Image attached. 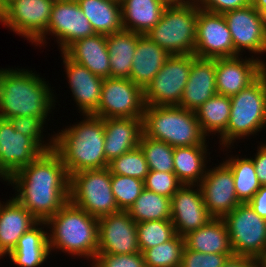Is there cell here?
Returning a JSON list of instances; mask_svg holds the SVG:
<instances>
[{"mask_svg":"<svg viewBox=\"0 0 266 267\" xmlns=\"http://www.w3.org/2000/svg\"><path fill=\"white\" fill-rule=\"evenodd\" d=\"M7 181L16 191L14 198L38 221H47L69 201L70 176L54 149L44 151Z\"/></svg>","mask_w":266,"mask_h":267,"instance_id":"6da1fadb","label":"cell"},{"mask_svg":"<svg viewBox=\"0 0 266 267\" xmlns=\"http://www.w3.org/2000/svg\"><path fill=\"white\" fill-rule=\"evenodd\" d=\"M35 73L22 68L0 69V118L50 116L57 97L49 82Z\"/></svg>","mask_w":266,"mask_h":267,"instance_id":"7a4b0ae2","label":"cell"},{"mask_svg":"<svg viewBox=\"0 0 266 267\" xmlns=\"http://www.w3.org/2000/svg\"><path fill=\"white\" fill-rule=\"evenodd\" d=\"M83 117L80 122L54 134L53 149L60 155L69 176L109 165L104 153V119L93 115Z\"/></svg>","mask_w":266,"mask_h":267,"instance_id":"3957f363","label":"cell"},{"mask_svg":"<svg viewBox=\"0 0 266 267\" xmlns=\"http://www.w3.org/2000/svg\"><path fill=\"white\" fill-rule=\"evenodd\" d=\"M50 252L58 250L94 261L98 250V218L68 201L47 221Z\"/></svg>","mask_w":266,"mask_h":267,"instance_id":"277c9868","label":"cell"},{"mask_svg":"<svg viewBox=\"0 0 266 267\" xmlns=\"http://www.w3.org/2000/svg\"><path fill=\"white\" fill-rule=\"evenodd\" d=\"M143 134L172 147L208 144L195 112L180 106L145 105Z\"/></svg>","mask_w":266,"mask_h":267,"instance_id":"5b68a950","label":"cell"},{"mask_svg":"<svg viewBox=\"0 0 266 267\" xmlns=\"http://www.w3.org/2000/svg\"><path fill=\"white\" fill-rule=\"evenodd\" d=\"M231 109L226 130L219 136L220 148L256 135L266 127V70L248 87L230 97Z\"/></svg>","mask_w":266,"mask_h":267,"instance_id":"8992f818","label":"cell"},{"mask_svg":"<svg viewBox=\"0 0 266 267\" xmlns=\"http://www.w3.org/2000/svg\"><path fill=\"white\" fill-rule=\"evenodd\" d=\"M197 17L196 2L166 6L160 21L145 36L170 55L194 54Z\"/></svg>","mask_w":266,"mask_h":267,"instance_id":"52a82bcc","label":"cell"},{"mask_svg":"<svg viewBox=\"0 0 266 267\" xmlns=\"http://www.w3.org/2000/svg\"><path fill=\"white\" fill-rule=\"evenodd\" d=\"M111 176L108 167L71 174L69 201L96 218L119 212L111 189Z\"/></svg>","mask_w":266,"mask_h":267,"instance_id":"ba28073f","label":"cell"},{"mask_svg":"<svg viewBox=\"0 0 266 267\" xmlns=\"http://www.w3.org/2000/svg\"><path fill=\"white\" fill-rule=\"evenodd\" d=\"M195 57V54L170 55L143 90L145 105L179 106Z\"/></svg>","mask_w":266,"mask_h":267,"instance_id":"9c48e42d","label":"cell"},{"mask_svg":"<svg viewBox=\"0 0 266 267\" xmlns=\"http://www.w3.org/2000/svg\"><path fill=\"white\" fill-rule=\"evenodd\" d=\"M223 219L234 255L256 259L266 251V220L248 203H240Z\"/></svg>","mask_w":266,"mask_h":267,"instance_id":"30bf717a","label":"cell"},{"mask_svg":"<svg viewBox=\"0 0 266 267\" xmlns=\"http://www.w3.org/2000/svg\"><path fill=\"white\" fill-rule=\"evenodd\" d=\"M144 92L129 78H104L98 108L99 118H143Z\"/></svg>","mask_w":266,"mask_h":267,"instance_id":"8fae6325","label":"cell"},{"mask_svg":"<svg viewBox=\"0 0 266 267\" xmlns=\"http://www.w3.org/2000/svg\"><path fill=\"white\" fill-rule=\"evenodd\" d=\"M55 0H13L3 11L0 24L36 44L44 35Z\"/></svg>","mask_w":266,"mask_h":267,"instance_id":"7c38bea8","label":"cell"},{"mask_svg":"<svg viewBox=\"0 0 266 267\" xmlns=\"http://www.w3.org/2000/svg\"><path fill=\"white\" fill-rule=\"evenodd\" d=\"M224 19L231 33L234 46V57L241 56L248 50L254 57L266 65L261 58L266 53V24L264 15L252 4L246 7L227 11ZM258 56V57H257Z\"/></svg>","mask_w":266,"mask_h":267,"instance_id":"4fadbf2b","label":"cell"},{"mask_svg":"<svg viewBox=\"0 0 266 267\" xmlns=\"http://www.w3.org/2000/svg\"><path fill=\"white\" fill-rule=\"evenodd\" d=\"M48 34V35H47ZM96 34L89 20L83 14L76 0H55L46 35L35 45L43 47L51 35L63 53L75 41Z\"/></svg>","mask_w":266,"mask_h":267,"instance_id":"5bb4252c","label":"cell"},{"mask_svg":"<svg viewBox=\"0 0 266 267\" xmlns=\"http://www.w3.org/2000/svg\"><path fill=\"white\" fill-rule=\"evenodd\" d=\"M44 150L31 138L14 130L11 122L0 118V180H7L29 165Z\"/></svg>","mask_w":266,"mask_h":267,"instance_id":"9a60e30c","label":"cell"},{"mask_svg":"<svg viewBox=\"0 0 266 267\" xmlns=\"http://www.w3.org/2000/svg\"><path fill=\"white\" fill-rule=\"evenodd\" d=\"M195 40L196 57L230 58L234 57V46L230 30L223 14L202 10L198 7Z\"/></svg>","mask_w":266,"mask_h":267,"instance_id":"2e32d148","label":"cell"},{"mask_svg":"<svg viewBox=\"0 0 266 267\" xmlns=\"http://www.w3.org/2000/svg\"><path fill=\"white\" fill-rule=\"evenodd\" d=\"M136 222L128 211L98 218L97 253L132 254L140 252Z\"/></svg>","mask_w":266,"mask_h":267,"instance_id":"e0dca14e","label":"cell"},{"mask_svg":"<svg viewBox=\"0 0 266 267\" xmlns=\"http://www.w3.org/2000/svg\"><path fill=\"white\" fill-rule=\"evenodd\" d=\"M205 207L213 218H224L239 204L231 169L221 161L213 168H207L199 184Z\"/></svg>","mask_w":266,"mask_h":267,"instance_id":"ac0fdd59","label":"cell"},{"mask_svg":"<svg viewBox=\"0 0 266 267\" xmlns=\"http://www.w3.org/2000/svg\"><path fill=\"white\" fill-rule=\"evenodd\" d=\"M170 203L171 222L175 233L181 237L199 229L213 219L205 207L199 185H183L170 198Z\"/></svg>","mask_w":266,"mask_h":267,"instance_id":"d6986e66","label":"cell"},{"mask_svg":"<svg viewBox=\"0 0 266 267\" xmlns=\"http://www.w3.org/2000/svg\"><path fill=\"white\" fill-rule=\"evenodd\" d=\"M251 57L216 58L217 94L233 96L252 84L265 70L266 65Z\"/></svg>","mask_w":266,"mask_h":267,"instance_id":"ffe728a7","label":"cell"},{"mask_svg":"<svg viewBox=\"0 0 266 267\" xmlns=\"http://www.w3.org/2000/svg\"><path fill=\"white\" fill-rule=\"evenodd\" d=\"M63 66L72 97L79 113L92 115L99 106L104 78L93 74L89 69L70 60L61 53Z\"/></svg>","mask_w":266,"mask_h":267,"instance_id":"44dd1931","label":"cell"},{"mask_svg":"<svg viewBox=\"0 0 266 267\" xmlns=\"http://www.w3.org/2000/svg\"><path fill=\"white\" fill-rule=\"evenodd\" d=\"M216 94V59L195 57L179 106L195 112Z\"/></svg>","mask_w":266,"mask_h":267,"instance_id":"7402d4cb","label":"cell"},{"mask_svg":"<svg viewBox=\"0 0 266 267\" xmlns=\"http://www.w3.org/2000/svg\"><path fill=\"white\" fill-rule=\"evenodd\" d=\"M104 126V153L108 162L139 146L143 118H106Z\"/></svg>","mask_w":266,"mask_h":267,"instance_id":"603a6c76","label":"cell"},{"mask_svg":"<svg viewBox=\"0 0 266 267\" xmlns=\"http://www.w3.org/2000/svg\"><path fill=\"white\" fill-rule=\"evenodd\" d=\"M0 201V259L16 247L20 237L38 220L14 197Z\"/></svg>","mask_w":266,"mask_h":267,"instance_id":"cb8c5ba5","label":"cell"},{"mask_svg":"<svg viewBox=\"0 0 266 267\" xmlns=\"http://www.w3.org/2000/svg\"><path fill=\"white\" fill-rule=\"evenodd\" d=\"M70 60L101 78L110 77V59L106 35L94 34L72 43L64 52Z\"/></svg>","mask_w":266,"mask_h":267,"instance_id":"d4e9b609","label":"cell"},{"mask_svg":"<svg viewBox=\"0 0 266 267\" xmlns=\"http://www.w3.org/2000/svg\"><path fill=\"white\" fill-rule=\"evenodd\" d=\"M42 226V227H41ZM46 221H38L19 239L16 247L7 255L19 267H39L51 254Z\"/></svg>","mask_w":266,"mask_h":267,"instance_id":"484cf974","label":"cell"},{"mask_svg":"<svg viewBox=\"0 0 266 267\" xmlns=\"http://www.w3.org/2000/svg\"><path fill=\"white\" fill-rule=\"evenodd\" d=\"M169 56L170 54L163 48L145 35H141L133 55L130 80L144 90L165 64Z\"/></svg>","mask_w":266,"mask_h":267,"instance_id":"4316f807","label":"cell"},{"mask_svg":"<svg viewBox=\"0 0 266 267\" xmlns=\"http://www.w3.org/2000/svg\"><path fill=\"white\" fill-rule=\"evenodd\" d=\"M185 247L201 253H233L227 224L213 218L206 225L184 236Z\"/></svg>","mask_w":266,"mask_h":267,"instance_id":"83f0119b","label":"cell"},{"mask_svg":"<svg viewBox=\"0 0 266 267\" xmlns=\"http://www.w3.org/2000/svg\"><path fill=\"white\" fill-rule=\"evenodd\" d=\"M165 8L159 0H121L123 30L145 35L160 21Z\"/></svg>","mask_w":266,"mask_h":267,"instance_id":"f1b7e54d","label":"cell"},{"mask_svg":"<svg viewBox=\"0 0 266 267\" xmlns=\"http://www.w3.org/2000/svg\"><path fill=\"white\" fill-rule=\"evenodd\" d=\"M208 145L174 147V173L183 185H199L206 175ZM206 162V163H205Z\"/></svg>","mask_w":266,"mask_h":267,"instance_id":"f546056e","label":"cell"},{"mask_svg":"<svg viewBox=\"0 0 266 267\" xmlns=\"http://www.w3.org/2000/svg\"><path fill=\"white\" fill-rule=\"evenodd\" d=\"M96 34L109 35L123 30L121 2L116 0H76Z\"/></svg>","mask_w":266,"mask_h":267,"instance_id":"4dcf8cb0","label":"cell"},{"mask_svg":"<svg viewBox=\"0 0 266 267\" xmlns=\"http://www.w3.org/2000/svg\"><path fill=\"white\" fill-rule=\"evenodd\" d=\"M141 35L126 30L106 35L110 59V77L130 79L133 55Z\"/></svg>","mask_w":266,"mask_h":267,"instance_id":"1f68e13d","label":"cell"},{"mask_svg":"<svg viewBox=\"0 0 266 267\" xmlns=\"http://www.w3.org/2000/svg\"><path fill=\"white\" fill-rule=\"evenodd\" d=\"M231 100L229 96L216 94L203 103L196 111L202 132L209 136H220L227 128L230 117Z\"/></svg>","mask_w":266,"mask_h":267,"instance_id":"d6a6232c","label":"cell"},{"mask_svg":"<svg viewBox=\"0 0 266 267\" xmlns=\"http://www.w3.org/2000/svg\"><path fill=\"white\" fill-rule=\"evenodd\" d=\"M229 156L223 162L233 173L235 192L240 203H248L260 189L261 184L257 179L254 163L250 158ZM246 157V158H245Z\"/></svg>","mask_w":266,"mask_h":267,"instance_id":"836d02e7","label":"cell"},{"mask_svg":"<svg viewBox=\"0 0 266 267\" xmlns=\"http://www.w3.org/2000/svg\"><path fill=\"white\" fill-rule=\"evenodd\" d=\"M128 213L136 223L171 220L170 198L144 188Z\"/></svg>","mask_w":266,"mask_h":267,"instance_id":"e575fe53","label":"cell"},{"mask_svg":"<svg viewBox=\"0 0 266 267\" xmlns=\"http://www.w3.org/2000/svg\"><path fill=\"white\" fill-rule=\"evenodd\" d=\"M184 237L175 234L169 241L143 252L146 267H181Z\"/></svg>","mask_w":266,"mask_h":267,"instance_id":"d590c367","label":"cell"},{"mask_svg":"<svg viewBox=\"0 0 266 267\" xmlns=\"http://www.w3.org/2000/svg\"><path fill=\"white\" fill-rule=\"evenodd\" d=\"M139 147L145 156L149 170L160 172H173L174 147L163 142L151 139L142 134Z\"/></svg>","mask_w":266,"mask_h":267,"instance_id":"8d00e7d4","label":"cell"},{"mask_svg":"<svg viewBox=\"0 0 266 267\" xmlns=\"http://www.w3.org/2000/svg\"><path fill=\"white\" fill-rule=\"evenodd\" d=\"M140 252L169 241L176 233L171 220H153L136 224Z\"/></svg>","mask_w":266,"mask_h":267,"instance_id":"74e56055","label":"cell"},{"mask_svg":"<svg viewBox=\"0 0 266 267\" xmlns=\"http://www.w3.org/2000/svg\"><path fill=\"white\" fill-rule=\"evenodd\" d=\"M108 168L111 174L129 176L142 181L149 173L148 164L139 146L114 158L109 162Z\"/></svg>","mask_w":266,"mask_h":267,"instance_id":"f35d334b","label":"cell"},{"mask_svg":"<svg viewBox=\"0 0 266 267\" xmlns=\"http://www.w3.org/2000/svg\"><path fill=\"white\" fill-rule=\"evenodd\" d=\"M144 188L140 179L118 174L111 176V189L119 210L128 211Z\"/></svg>","mask_w":266,"mask_h":267,"instance_id":"ab89813d","label":"cell"},{"mask_svg":"<svg viewBox=\"0 0 266 267\" xmlns=\"http://www.w3.org/2000/svg\"><path fill=\"white\" fill-rule=\"evenodd\" d=\"M47 118L48 117L18 116L8 120L11 122L14 130L31 137L44 151H48L54 148V135H51V139L49 138V140H46L48 142L43 139L44 136L42 134Z\"/></svg>","mask_w":266,"mask_h":267,"instance_id":"60d3db41","label":"cell"},{"mask_svg":"<svg viewBox=\"0 0 266 267\" xmlns=\"http://www.w3.org/2000/svg\"><path fill=\"white\" fill-rule=\"evenodd\" d=\"M143 182L146 189L168 198H171L183 186L174 172L149 170Z\"/></svg>","mask_w":266,"mask_h":267,"instance_id":"b9f144b4","label":"cell"},{"mask_svg":"<svg viewBox=\"0 0 266 267\" xmlns=\"http://www.w3.org/2000/svg\"><path fill=\"white\" fill-rule=\"evenodd\" d=\"M234 253H201L184 247L181 267H222Z\"/></svg>","mask_w":266,"mask_h":267,"instance_id":"7bdbcfd3","label":"cell"},{"mask_svg":"<svg viewBox=\"0 0 266 267\" xmlns=\"http://www.w3.org/2000/svg\"><path fill=\"white\" fill-rule=\"evenodd\" d=\"M91 267H146L143 253H97Z\"/></svg>","mask_w":266,"mask_h":267,"instance_id":"ee69618b","label":"cell"},{"mask_svg":"<svg viewBox=\"0 0 266 267\" xmlns=\"http://www.w3.org/2000/svg\"><path fill=\"white\" fill-rule=\"evenodd\" d=\"M196 4L202 10L224 14L227 11L248 6L251 0H198Z\"/></svg>","mask_w":266,"mask_h":267,"instance_id":"f6af8a7d","label":"cell"},{"mask_svg":"<svg viewBox=\"0 0 266 267\" xmlns=\"http://www.w3.org/2000/svg\"><path fill=\"white\" fill-rule=\"evenodd\" d=\"M252 161L261 186H266V143H261Z\"/></svg>","mask_w":266,"mask_h":267,"instance_id":"bcb514c9","label":"cell"},{"mask_svg":"<svg viewBox=\"0 0 266 267\" xmlns=\"http://www.w3.org/2000/svg\"><path fill=\"white\" fill-rule=\"evenodd\" d=\"M248 204L254 209L255 213L266 220V186H261Z\"/></svg>","mask_w":266,"mask_h":267,"instance_id":"7dc6e473","label":"cell"},{"mask_svg":"<svg viewBox=\"0 0 266 267\" xmlns=\"http://www.w3.org/2000/svg\"><path fill=\"white\" fill-rule=\"evenodd\" d=\"M222 267H255V258L233 255L228 257Z\"/></svg>","mask_w":266,"mask_h":267,"instance_id":"c3c4849f","label":"cell"},{"mask_svg":"<svg viewBox=\"0 0 266 267\" xmlns=\"http://www.w3.org/2000/svg\"><path fill=\"white\" fill-rule=\"evenodd\" d=\"M251 4L261 14L266 12V0H251Z\"/></svg>","mask_w":266,"mask_h":267,"instance_id":"681fc988","label":"cell"},{"mask_svg":"<svg viewBox=\"0 0 266 267\" xmlns=\"http://www.w3.org/2000/svg\"><path fill=\"white\" fill-rule=\"evenodd\" d=\"M165 6H178L187 3V0H159Z\"/></svg>","mask_w":266,"mask_h":267,"instance_id":"f907efd6","label":"cell"},{"mask_svg":"<svg viewBox=\"0 0 266 267\" xmlns=\"http://www.w3.org/2000/svg\"><path fill=\"white\" fill-rule=\"evenodd\" d=\"M255 267H266V251L255 259Z\"/></svg>","mask_w":266,"mask_h":267,"instance_id":"816d5d0a","label":"cell"},{"mask_svg":"<svg viewBox=\"0 0 266 267\" xmlns=\"http://www.w3.org/2000/svg\"><path fill=\"white\" fill-rule=\"evenodd\" d=\"M13 0H0L1 8L4 10V8L11 3Z\"/></svg>","mask_w":266,"mask_h":267,"instance_id":"f5cc1de1","label":"cell"},{"mask_svg":"<svg viewBox=\"0 0 266 267\" xmlns=\"http://www.w3.org/2000/svg\"><path fill=\"white\" fill-rule=\"evenodd\" d=\"M263 15H264V21H265V24H266V12Z\"/></svg>","mask_w":266,"mask_h":267,"instance_id":"db71d44e","label":"cell"},{"mask_svg":"<svg viewBox=\"0 0 266 267\" xmlns=\"http://www.w3.org/2000/svg\"><path fill=\"white\" fill-rule=\"evenodd\" d=\"M188 2H197L198 0H187Z\"/></svg>","mask_w":266,"mask_h":267,"instance_id":"11a10c76","label":"cell"}]
</instances>
